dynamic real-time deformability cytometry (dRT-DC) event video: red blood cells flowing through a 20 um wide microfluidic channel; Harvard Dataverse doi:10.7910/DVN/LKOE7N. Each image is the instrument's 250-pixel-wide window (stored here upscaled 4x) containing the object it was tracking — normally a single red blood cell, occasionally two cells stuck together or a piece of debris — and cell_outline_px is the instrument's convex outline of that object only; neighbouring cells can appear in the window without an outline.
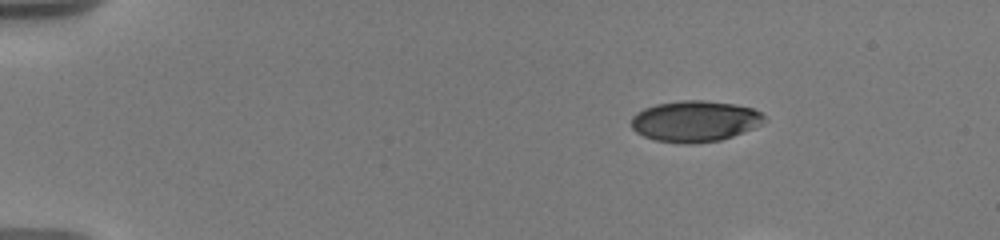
{"species": "human", "species_latin": "Homo sapiens", "temperature_condition": "warm", "stored_images_in_passage": 14, "camera_frame_rate_fps": 3000, "um_per_image_px": 0.085, "donor": {"sex": "male"}, "frame": {"image": 1, "passage_image": 1, "time_ms": 0.0, "image_size_px": [1000, 240], "cell_outline_px": [[768, 120], [752, 128], [732, 136], [720, 140], [656, 140], [644, 136], [636, 132], [632, 128], [632, 116], [636, 112], [644, 108], [656, 104], [680, 100], [704, 100], [736, 104], [752, 108], [760, 112]], "centroid_in_image_um": [59.08, 10.23], "position_along_channel_um": 25.9, "area_um2": 30.81}}
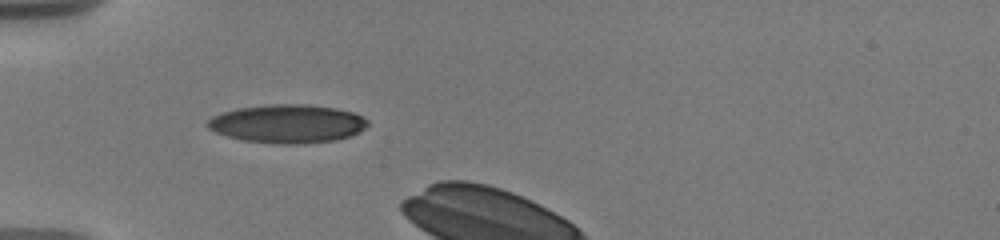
{"frame": {"image": 2, "passage_image": 11, "time_ms": 3.333, "image_size_px": [1000, 240], "cell_outline_px": [[368, 124], [360, 132], [352, 136], [336, 140], [300, 144], [276, 144], [244, 140], [228, 136], [216, 132], [208, 128], [204, 124], [212, 116], [220, 112], [236, 108], [268, 104], [308, 104], [336, 108], [352, 112], [368, 120]], "centroid_in_image_um": [24.41, 10.51], "position_along_channel_um": 60.6, "area_um2": 36.18}}